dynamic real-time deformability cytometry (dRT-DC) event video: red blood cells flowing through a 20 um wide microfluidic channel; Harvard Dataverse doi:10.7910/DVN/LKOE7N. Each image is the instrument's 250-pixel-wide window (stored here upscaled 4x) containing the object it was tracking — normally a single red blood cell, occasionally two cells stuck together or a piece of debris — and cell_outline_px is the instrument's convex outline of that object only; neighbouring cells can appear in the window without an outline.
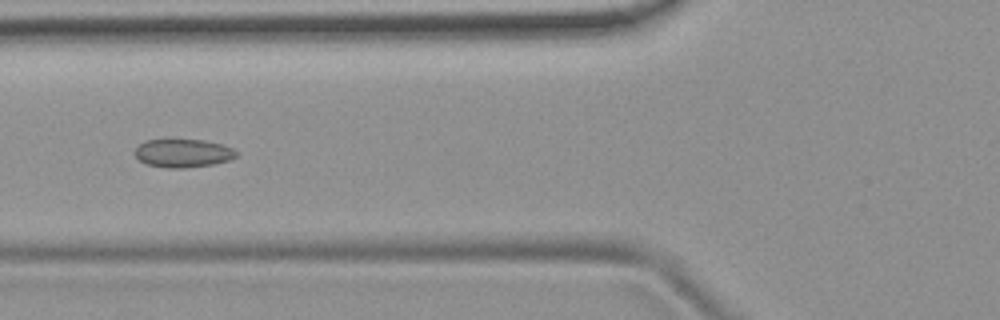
{"species": "common noctule bat (a hibernating species)", "species_latin": "Nyctalus noctula", "temperature_condition": "room temperature", "stored_images_in_passage": 8, "camera_frame_rate_fps": 3000, "um_per_image_px": 0.085, "animal": {"sex": "female", "body_mass_g": 19.9}, "frame": {"image": 1, "passage_image": 5, "time_ms": 1.333, "image_size_px": [1000, 320], "cell_outline_px": [[240, 152], [236, 156], [228, 160], [212, 164], [184, 168], [168, 168], [148, 164], [140, 160], [132, 152], [144, 140], [204, 140], [220, 144], [232, 148]], "centroid_in_image_um": [15.55, 13.02], "position_along_channel_um": 110.3, "area_um2": 16.59}}
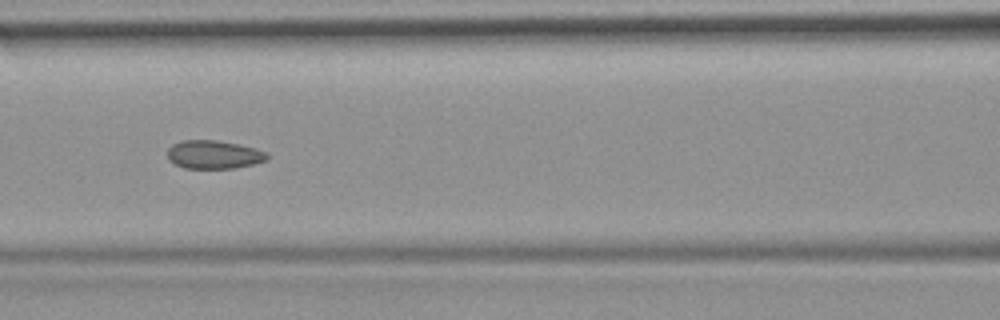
{"frame": {"image": 2, "passage_image": 6, "time_ms": 1.667, "image_size_px": [1000, 320], "cell_outline_px": [[268, 160], [252, 164], [232, 168], [184, 168], [168, 160], [168, 148], [172, 144], [180, 140], [216, 140], [240, 144], [256, 148], [268, 152]], "centroid_in_image_um": [18.18, 13.12], "position_along_channel_um": 148.4, "area_um2": 16.59}}
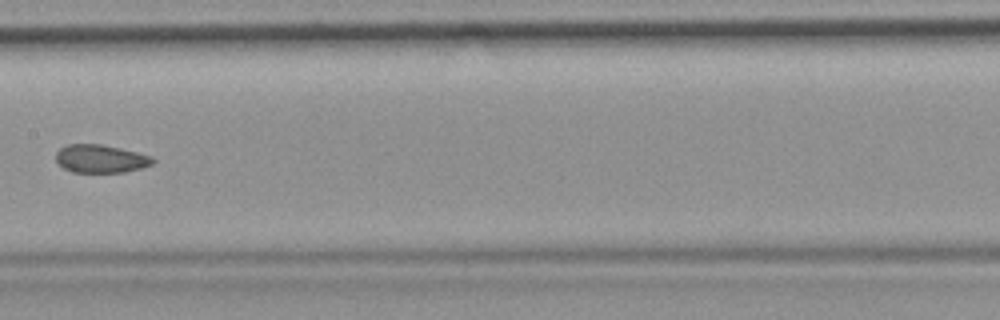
{"frame": {"image": 3, "passage_image": 7, "time_ms": 2.0, "image_size_px": [1000, 320], "cell_outline_px": [[156, 160], [152, 164], [140, 168], [124, 172], [72, 172], [64, 168], [56, 160], [56, 152], [60, 148], [68, 144], [100, 144], [120, 148], [152, 156]], "centroid_in_image_um": [8.56, 13.49], "position_along_channel_um": 198.8, "area_um2": 15.78}}